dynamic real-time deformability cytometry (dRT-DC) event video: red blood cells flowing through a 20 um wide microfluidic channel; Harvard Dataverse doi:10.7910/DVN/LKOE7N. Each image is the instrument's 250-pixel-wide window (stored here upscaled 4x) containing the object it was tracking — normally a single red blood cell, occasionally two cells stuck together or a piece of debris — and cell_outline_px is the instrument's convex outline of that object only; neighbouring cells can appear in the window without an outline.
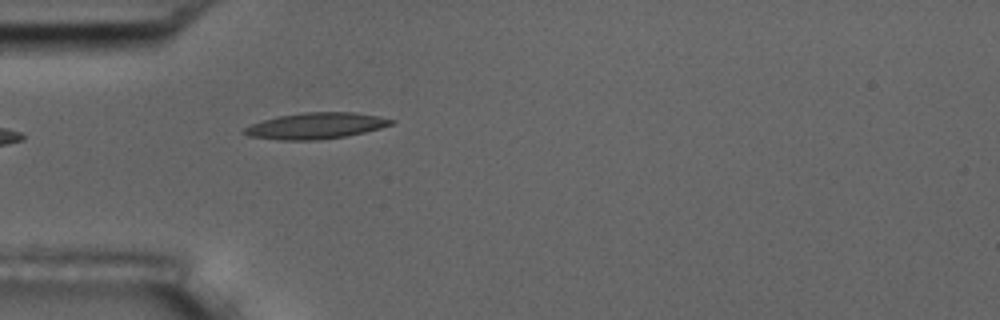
{"species": "common noctule bat (a hibernating species)", "species_latin": "Nyctalus noctula", "temperature_condition": "room temperature", "stored_images_in_passage": 4, "camera_frame_rate_fps": 3000, "um_per_image_px": 0.085, "animal": {"sex": "male", "body_mass_g": 17.5, "forearm_length_mm": 52.3}, "frame": {"image": 1, "passage_image": 4, "time_ms": 3.333, "image_size_px": [1000, 320], "cell_outline_px": [[396, 120], [392, 124], [380, 128], [364, 132], [344, 136], [316, 140], [280, 140], [248, 136], [240, 132], [244, 128], [252, 124], [276, 116], [300, 112], [352, 112], [376, 116]], "centroid_in_image_um": [26.79, 10.69], "position_along_channel_um": 58.2, "area_um2": 22.31}}